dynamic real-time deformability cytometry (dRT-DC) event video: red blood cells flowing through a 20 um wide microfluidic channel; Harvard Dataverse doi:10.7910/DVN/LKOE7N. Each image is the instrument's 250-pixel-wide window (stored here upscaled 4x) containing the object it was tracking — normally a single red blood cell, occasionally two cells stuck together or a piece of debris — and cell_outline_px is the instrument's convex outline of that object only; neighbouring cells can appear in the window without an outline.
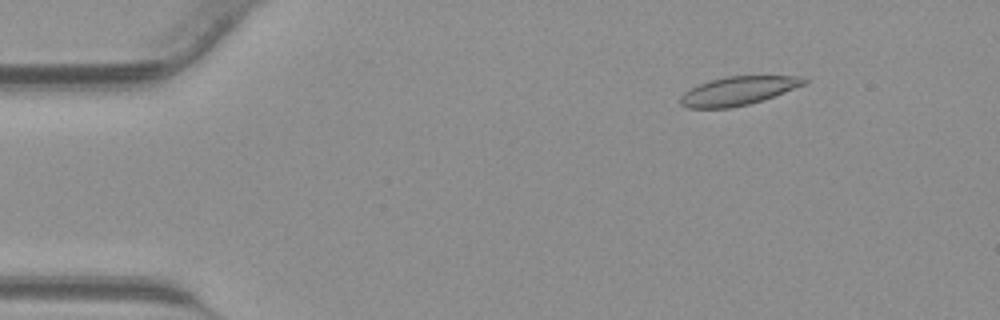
{"species": "common noctule bat (a hibernating species)", "species_latin": "Nyctalus noctula", "temperature_condition": "warm", "stored_images_in_passage": 43, "camera_frame_rate_fps": 3000, "um_per_image_px": 0.085, "animal": {"sex": "male", "body_mass_g": 23.1, "forearm_length_mm": 52.7}, "frame": {"image": 1, "passage_image": 6, "time_ms": 1.667, "image_size_px": [1000, 320], "cell_outline_px": [[812, 80], [808, 84], [764, 100], [732, 108], [688, 108], [680, 104], [680, 96], [684, 92], [700, 84], [712, 80], [728, 76], [800, 76]], "centroid_in_image_um": [62.83, 7.72], "position_along_channel_um": 22.2, "area_um2": 20.81}}
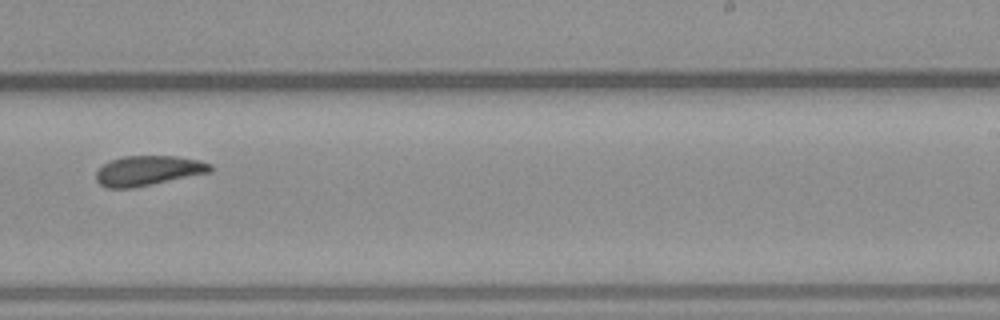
{"frame": {"image": 2, "passage_image": 27, "time_ms": 8.667, "image_size_px": [1000, 320], "cell_outline_px": [[212, 172], [132, 188], [108, 188], [100, 184], [96, 180], [96, 172], [104, 164], [112, 160], [124, 156], [176, 156], [200, 160], [212, 164]], "centroid_in_image_um": [12.62, 14.5], "position_along_channel_um": 276.4, "area_um2": 19.83}}
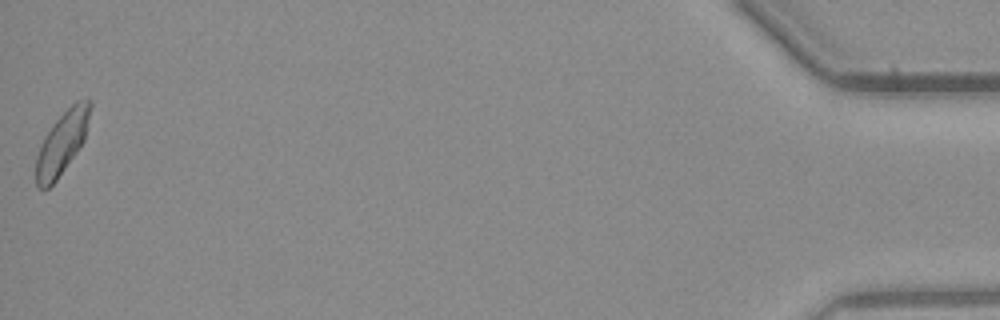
{"frame": {"image": 3, "passage_image": 43, "time_ms": 14.0, "image_size_px": [1000, 320], "cell_outline_px": [[92, 104], [84, 140], [76, 152], [56, 180], [48, 188], [36, 188], [36, 156], [40, 144], [44, 136], [52, 124], [76, 100], [88, 96], [92, 100]], "centroid_in_image_um": [5.28, 12.09], "position_along_channel_um": 429.9, "area_um2": 19.77}}